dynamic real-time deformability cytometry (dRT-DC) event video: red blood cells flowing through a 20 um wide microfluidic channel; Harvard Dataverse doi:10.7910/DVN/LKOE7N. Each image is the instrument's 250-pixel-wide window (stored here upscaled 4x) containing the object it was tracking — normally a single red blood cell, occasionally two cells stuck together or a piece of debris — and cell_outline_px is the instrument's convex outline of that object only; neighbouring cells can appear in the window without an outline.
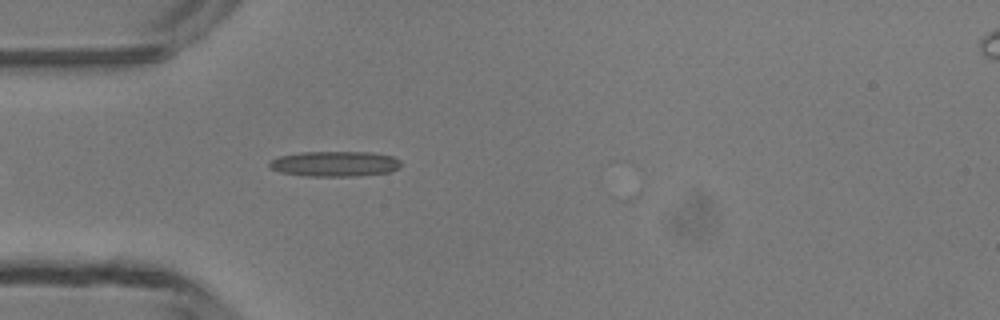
{"species": "common noctule bat (a hibernating species)", "species_latin": "Nyctalus noctula", "temperature_condition": "room temperature", "stored_images_in_passage": 4, "camera_frame_rate_fps": 3000, "um_per_image_px": 0.085, "animal": {"sex": "male", "body_mass_g": 13.3}, "frame": {"image": 1, "passage_image": 4, "time_ms": 4.333, "image_size_px": [1000, 320], "cell_outline_px": [[400, 168], [388, 172], [352, 176], [308, 176], [280, 172], [272, 168], [268, 164], [268, 160], [280, 156], [300, 152], [372, 152], [392, 156], [400, 160]], "centroid_in_image_um": [28.44, 13.91], "position_along_channel_um": 56.6, "area_um2": 19.36}}